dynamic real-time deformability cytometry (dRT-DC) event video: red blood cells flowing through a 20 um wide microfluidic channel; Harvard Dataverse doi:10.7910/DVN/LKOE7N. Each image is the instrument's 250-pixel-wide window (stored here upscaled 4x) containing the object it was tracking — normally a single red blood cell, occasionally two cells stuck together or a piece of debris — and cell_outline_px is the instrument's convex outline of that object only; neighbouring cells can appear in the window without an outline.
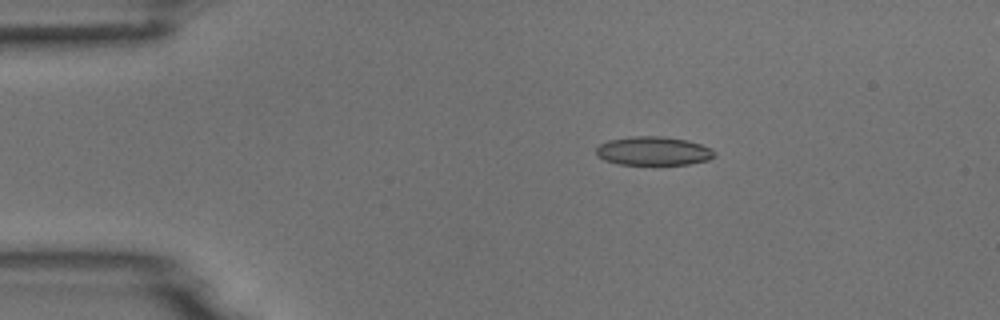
{"species": "common noctule bat (a hibernating species)", "species_latin": "Nyctalus noctula", "temperature_condition": "room temperature", "stored_images_in_passage": 8, "camera_frame_rate_fps": 3000, "um_per_image_px": 0.085, "animal": {"sex": "male", "body_mass_g": 18.8}, "frame": {"image": 1, "passage_image": 3, "time_ms": 2.0, "image_size_px": [1000, 320], "cell_outline_px": [[716, 156], [708, 160], [688, 164], [616, 164], [604, 160], [596, 156], [596, 148], [600, 144], [608, 140], [636, 136], [664, 136], [688, 140], [712, 148], [716, 152]], "centroid_in_image_um": [55.55, 12.83], "position_along_channel_um": 29.5, "area_um2": 19.94}}
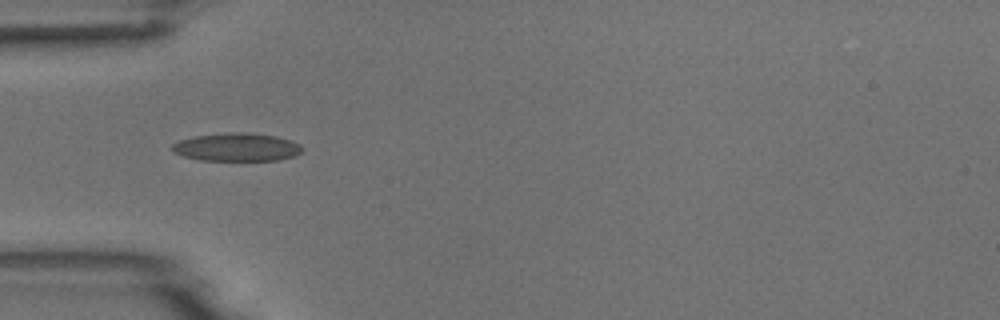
{"frame": {"image": 2, "passage_image": 5, "time_ms": 4.333, "image_size_px": [1000, 320], "cell_outline_px": [[304, 148], [300, 152], [292, 156], [280, 160], [200, 160], [184, 156], [172, 152], [172, 144], [180, 140], [192, 136], [232, 132], [244, 132], [276, 136], [292, 140], [300, 144]], "centroid_in_image_um": [20.12, 12.5], "position_along_channel_um": 64.9, "area_um2": 21.33}}